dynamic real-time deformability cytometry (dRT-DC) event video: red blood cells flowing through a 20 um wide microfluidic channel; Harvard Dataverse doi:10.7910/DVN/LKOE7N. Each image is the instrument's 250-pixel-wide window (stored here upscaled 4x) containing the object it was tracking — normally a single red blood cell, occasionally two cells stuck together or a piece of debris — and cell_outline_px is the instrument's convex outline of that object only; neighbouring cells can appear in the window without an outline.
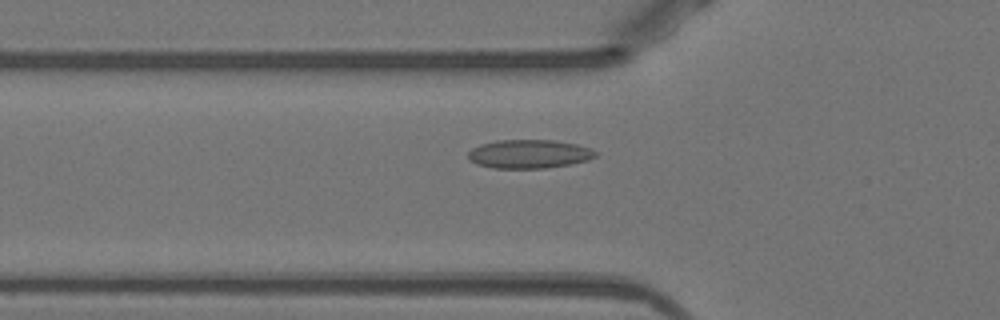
{"species": "Egyptian fruit bat (a non-hibernating species)", "species_latin": "Rousettus aegyptiacus", "temperature_condition": "warm", "stored_images_in_passage": 52, "camera_frame_rate_fps": 3000, "um_per_image_px": 0.085, "animal": {"sex": "female"}, "frame": {"image": 1, "passage_image": 18, "time_ms": 5.667, "image_size_px": [1000, 320], "cell_outline_px": [[596, 156], [588, 160], [568, 164], [544, 168], [492, 168], [476, 164], [468, 160], [468, 152], [472, 148], [480, 144], [496, 140], [552, 140], [576, 144], [592, 148], [596, 152]], "centroid_in_image_um": [44.93, 13.08], "position_along_channel_um": 80.9, "area_um2": 21.33}}
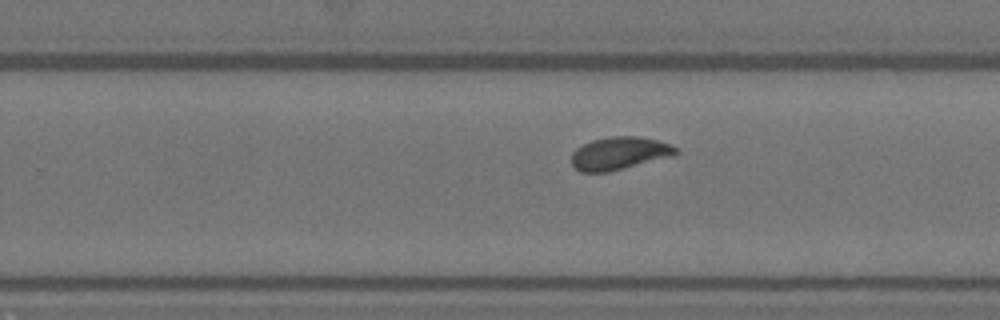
{"frame": {"image": 2, "passage_image": 33, "time_ms": 10.667, "image_size_px": [1000, 320], "cell_outline_px": [[680, 152], [676, 156], [608, 172], [580, 172], [572, 164], [572, 152], [576, 148], [592, 140], [612, 136], [636, 136], [656, 140], [672, 144]], "centroid_in_image_um": [52.69, 13.04], "position_along_channel_um": 277.1, "area_um2": 20.11}}
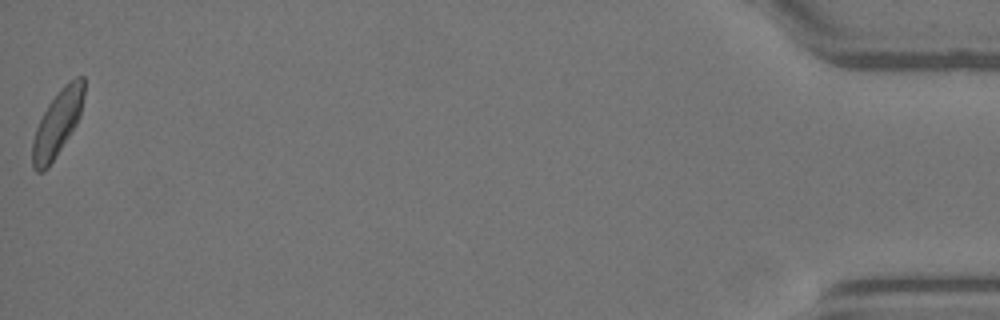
{"frame": {"image": 3, "passage_image": 52, "time_ms": 17.0, "image_size_px": [1000, 320], "cell_outline_px": [[84, 96], [80, 116], [76, 124], [48, 168], [44, 172], [36, 172], [32, 168], [32, 140], [36, 128], [48, 104], [60, 88], [64, 84], [76, 76], [84, 76]], "centroid_in_image_um": [4.87, 10.48], "position_along_channel_um": 430.3, "area_um2": 19.77}, "authors_computed_cell_mechanics": {"area_um2": 19.9988, "velocity_mm_per_s": 3.9216, "shape_relaxation_time_tau1_ms": 4.4943, "shape_relaxation_time_tau2_ms": 0.9893, "deformation_change_tau1": 0.1168, "deformation_change_tau2": 0.045}}